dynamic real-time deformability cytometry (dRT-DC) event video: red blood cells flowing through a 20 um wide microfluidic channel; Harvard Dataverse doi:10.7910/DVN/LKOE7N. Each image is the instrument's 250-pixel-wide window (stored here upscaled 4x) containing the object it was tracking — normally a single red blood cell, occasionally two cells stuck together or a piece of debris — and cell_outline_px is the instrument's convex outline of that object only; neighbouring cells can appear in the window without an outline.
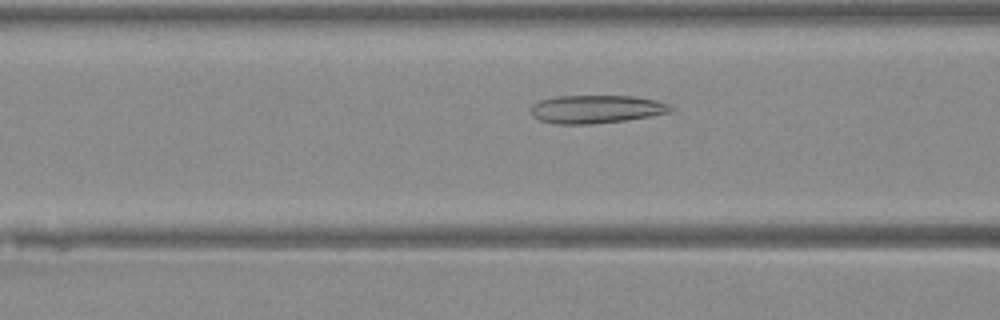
{"species": "Egyptian fruit bat (a non-hibernating species)", "species_latin": "Rousettus aegyptiacus", "temperature_condition": "warm", "stored_images_in_passage": 44, "camera_frame_rate_fps": 3000, "um_per_image_px": 0.085, "animal": {"sex": "female"}, "frame": {"image": 1, "passage_image": 15, "time_ms": 4.667, "image_size_px": [1000, 320], "cell_outline_px": [[676, 108], [668, 112], [628, 120], [592, 124], [556, 124], [540, 120], [532, 116], [528, 112], [528, 108], [532, 104], [540, 100], [556, 96], [636, 96], [656, 100], [672, 104]], "centroid_in_image_um": [50.65, 9.27], "position_along_channel_um": 115.9, "area_um2": 23.29}}
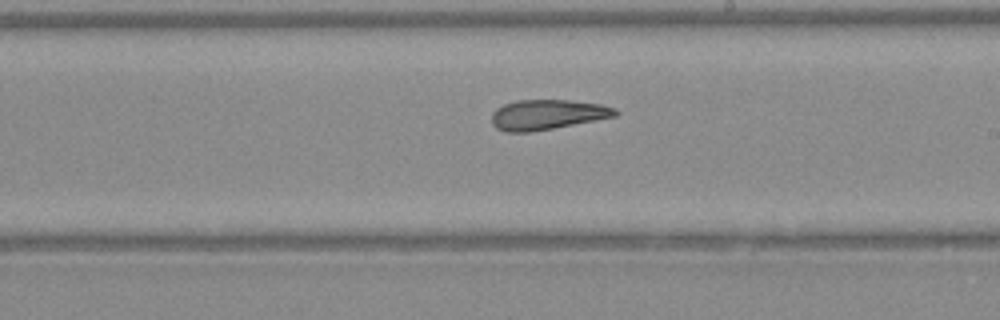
{"frame": {"image": 2, "passage_image": 24, "time_ms": 7.667, "image_size_px": [1000, 320], "cell_outline_px": [[620, 112], [616, 116], [596, 120], [552, 128], [528, 132], [504, 132], [496, 128], [492, 124], [492, 112], [496, 108], [504, 104], [516, 100], [568, 100], [600, 104], [616, 108]], "centroid_in_image_um": [46.5, 9.74], "position_along_channel_um": 242.5, "area_um2": 21.62}}
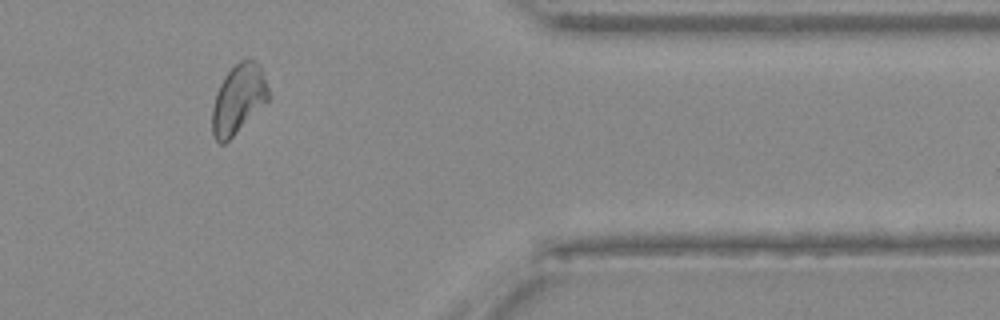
{"frame": {"image": 3, "passage_image": 36, "time_ms": 11.667, "image_size_px": [1000, 320], "cell_outline_px": [[268, 100], [224, 144], [220, 144], [216, 140], [212, 132], [212, 108], [216, 92], [224, 76], [240, 60], [252, 60], [260, 64], [268, 88]], "centroid_in_image_um": [20.24, 8.41], "position_along_channel_um": 391.2, "area_um2": 22.2}}